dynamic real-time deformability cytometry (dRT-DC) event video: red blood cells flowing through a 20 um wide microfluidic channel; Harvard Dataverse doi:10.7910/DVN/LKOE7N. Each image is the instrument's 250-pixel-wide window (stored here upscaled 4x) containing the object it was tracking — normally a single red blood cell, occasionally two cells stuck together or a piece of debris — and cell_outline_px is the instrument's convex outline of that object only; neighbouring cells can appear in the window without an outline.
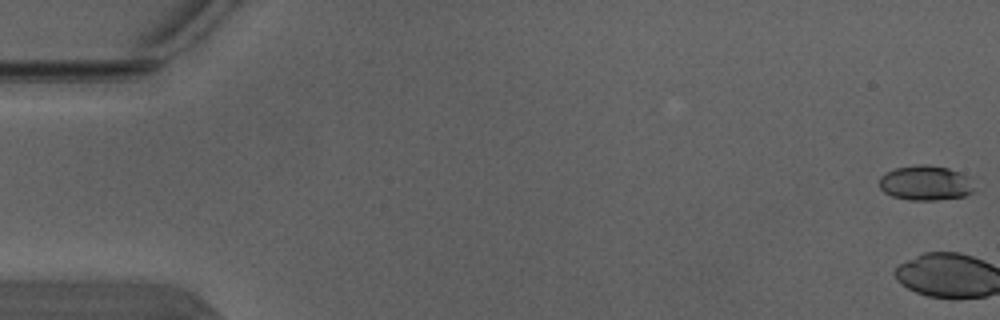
{"species": "Egyptian fruit bat (a non-hibernating species)", "species_latin": "Rousettus aegyptiacus", "temperature_condition": "warm", "stored_images_in_passage": 6, "camera_frame_rate_fps": 3000, "um_per_image_px": 0.085, "animal": {"sex": "male"}, "frame": {"image": 1, "passage_image": 1, "time_ms": 0.0, "image_size_px": [1000, 320], "cell_outline_px": [[976, 192], [964, 196], [936, 200], [908, 200], [892, 196], [884, 192], [880, 188], [880, 176], [896, 168], [916, 164], [928, 164], [948, 168], [960, 172], [964, 176]], "centroid_in_image_um": [78.64, 15.56], "position_along_channel_um": 6.4, "area_um2": 19.13}}